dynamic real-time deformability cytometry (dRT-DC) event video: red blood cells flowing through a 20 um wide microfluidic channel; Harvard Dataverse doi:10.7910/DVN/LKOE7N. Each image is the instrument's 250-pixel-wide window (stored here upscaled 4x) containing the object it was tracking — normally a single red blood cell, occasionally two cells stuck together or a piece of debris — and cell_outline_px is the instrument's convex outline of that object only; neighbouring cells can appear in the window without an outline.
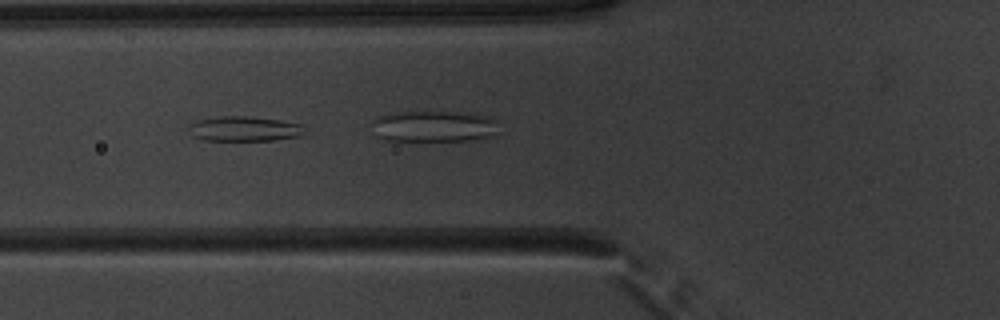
{"species": "common noctule bat (a hibernating species)", "species_latin": "Nyctalus noctula", "temperature_condition": "warm", "stored_images_in_passage": 25, "camera_frame_rate_fps": 3000, "um_per_image_px": 0.085, "animal": {"sex": "male", "body_mass_g": 20.1, "forearm_length_mm": 53.5}, "frame": {"image": 1, "passage_image": 18, "time_ms": 5.667, "image_size_px": [1000, 320], "cell_outline_px": [[308, 132], [296, 136], [272, 140], [204, 140], [192, 136], [188, 128], [188, 124], [196, 120], [216, 116], [244, 116], [280, 120], [300, 124]], "centroid_in_image_um": [20.71, 10.94], "position_along_channel_um": 105.1, "area_um2": 16.82}}